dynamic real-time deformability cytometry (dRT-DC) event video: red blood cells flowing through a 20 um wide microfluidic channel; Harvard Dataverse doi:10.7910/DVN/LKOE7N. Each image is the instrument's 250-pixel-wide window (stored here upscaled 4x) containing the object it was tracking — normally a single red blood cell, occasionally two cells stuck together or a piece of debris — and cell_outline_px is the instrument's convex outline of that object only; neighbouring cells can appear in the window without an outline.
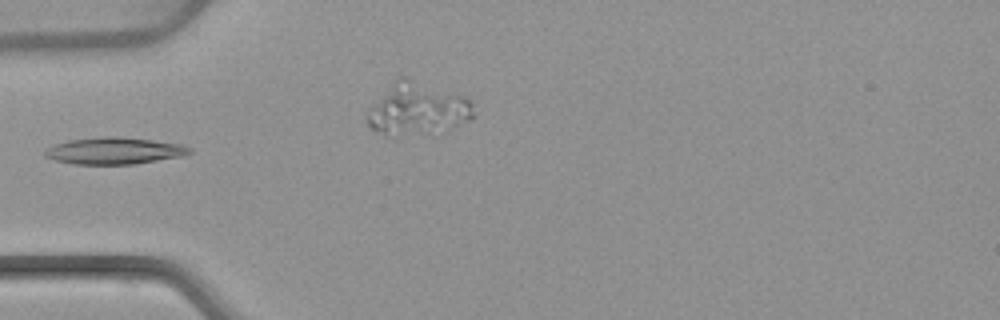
{"species": "common noctule bat (a hibernating species)", "species_latin": "Nyctalus noctula", "temperature_condition": "warm", "stored_images_in_passage": 6, "camera_frame_rate_fps": 3000, "um_per_image_px": 0.085, "animal": {"sex": "female", "body_mass_g": 22.7, "forearm_length_mm": 54.2}, "frame": {"image": 1, "passage_image": 5, "time_ms": 5.667, "image_size_px": [1000, 320], "cell_outline_px": [[192, 152], [184, 156], [136, 164], [72, 164], [56, 160], [44, 156], [44, 152], [52, 144], [68, 140], [100, 136], [120, 136], [184, 144], [192, 148]], "centroid_in_image_um": [9.75, 12.81], "position_along_channel_um": 75.3, "area_um2": 22.95}}